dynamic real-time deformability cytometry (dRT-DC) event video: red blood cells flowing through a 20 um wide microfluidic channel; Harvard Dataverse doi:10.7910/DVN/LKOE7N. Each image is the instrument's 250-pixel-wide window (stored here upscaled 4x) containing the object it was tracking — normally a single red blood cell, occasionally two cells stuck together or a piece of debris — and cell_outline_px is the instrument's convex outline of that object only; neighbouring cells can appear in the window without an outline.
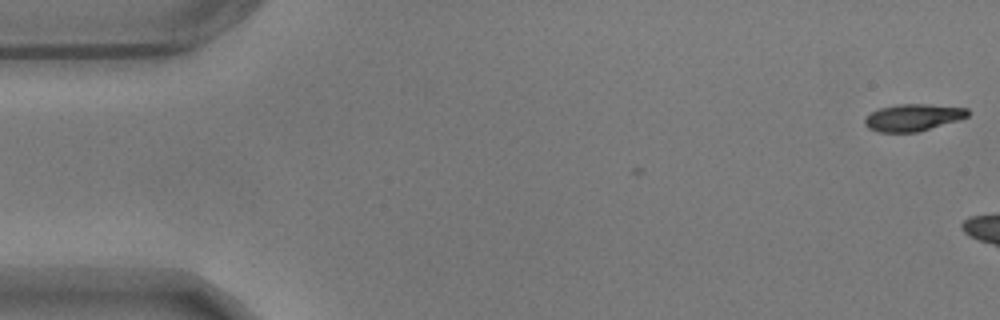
{"species": "common noctule bat (a hibernating species)", "species_latin": "Nyctalus noctula", "temperature_condition": "warm", "stored_images_in_passage": 5, "camera_frame_rate_fps": 3000, "um_per_image_px": 0.085, "animal": {"sex": "male", "body_mass_g": 17.9}, "frame": {"image": 1, "passage_image": 1, "time_ms": 0.0, "image_size_px": [1000, 320], "cell_outline_px": [[968, 116], [956, 120], [916, 132], [876, 132], [868, 128], [864, 124], [864, 120], [872, 112], [880, 108], [900, 104], [924, 104], [968, 108]], "centroid_in_image_um": [77.56, 9.99], "position_along_channel_um": 7.4, "area_um2": 15.84}}